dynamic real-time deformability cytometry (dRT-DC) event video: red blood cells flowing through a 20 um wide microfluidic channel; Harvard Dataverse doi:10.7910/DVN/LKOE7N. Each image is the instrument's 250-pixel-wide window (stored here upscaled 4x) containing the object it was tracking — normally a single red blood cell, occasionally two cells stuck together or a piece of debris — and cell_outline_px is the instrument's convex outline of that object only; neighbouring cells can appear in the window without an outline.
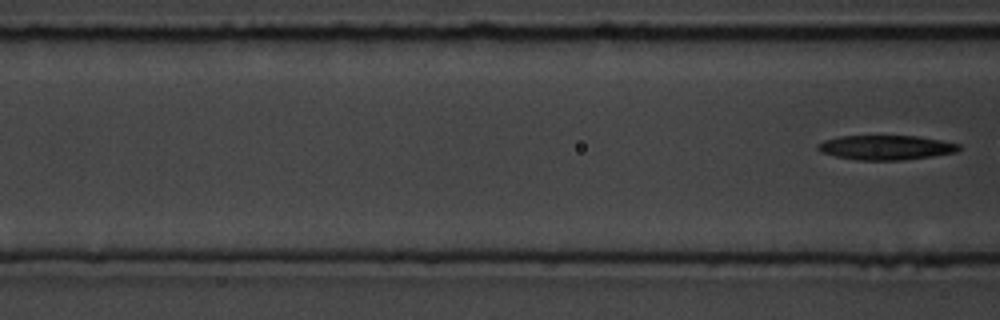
{"species": "common noctule bat (a hibernating species)", "species_latin": "Nyctalus noctula", "temperature_condition": "room temperature", "stored_images_in_passage": 6, "segment_of_instrument_passage": [2, 2], "camera_frame_rate_fps": 3000, "um_per_image_px": 0.085, "animal": {"sex": "male", "body_mass_g": 19.5, "forearm_length_mm": 54.6}, "frame": {"image": 1, "passage_image": 6, "time_ms": 7.333, "image_size_px": [1000, 320], "cell_outline_px": [[960, 148], [956, 152], [932, 156], [904, 160], [856, 160], [836, 156], [820, 152], [816, 148], [824, 140], [840, 136], [916, 136], [940, 140], [960, 144]], "centroid_in_image_um": [75.3, 12.54], "position_along_channel_um": 91.3, "area_um2": 20.06}}